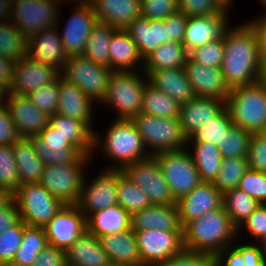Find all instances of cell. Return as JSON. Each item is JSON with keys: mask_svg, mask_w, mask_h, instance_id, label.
<instances>
[{"mask_svg": "<svg viewBox=\"0 0 266 266\" xmlns=\"http://www.w3.org/2000/svg\"><path fill=\"white\" fill-rule=\"evenodd\" d=\"M58 3L57 0H13L10 21L29 40L44 29L57 26L61 12Z\"/></svg>", "mask_w": 266, "mask_h": 266, "instance_id": "cell-9", "label": "cell"}, {"mask_svg": "<svg viewBox=\"0 0 266 266\" xmlns=\"http://www.w3.org/2000/svg\"><path fill=\"white\" fill-rule=\"evenodd\" d=\"M178 11V0H141V16L150 20L165 19Z\"/></svg>", "mask_w": 266, "mask_h": 266, "instance_id": "cell-55", "label": "cell"}, {"mask_svg": "<svg viewBox=\"0 0 266 266\" xmlns=\"http://www.w3.org/2000/svg\"><path fill=\"white\" fill-rule=\"evenodd\" d=\"M87 232L96 236L120 233L131 228V214L116 204L91 213L86 218Z\"/></svg>", "mask_w": 266, "mask_h": 266, "instance_id": "cell-32", "label": "cell"}, {"mask_svg": "<svg viewBox=\"0 0 266 266\" xmlns=\"http://www.w3.org/2000/svg\"><path fill=\"white\" fill-rule=\"evenodd\" d=\"M234 246V247H233ZM216 266H266L258 243L231 245L216 255Z\"/></svg>", "mask_w": 266, "mask_h": 266, "instance_id": "cell-38", "label": "cell"}, {"mask_svg": "<svg viewBox=\"0 0 266 266\" xmlns=\"http://www.w3.org/2000/svg\"><path fill=\"white\" fill-rule=\"evenodd\" d=\"M225 51L221 71L229 89L261 79L262 54L257 34L246 22L224 33Z\"/></svg>", "mask_w": 266, "mask_h": 266, "instance_id": "cell-1", "label": "cell"}, {"mask_svg": "<svg viewBox=\"0 0 266 266\" xmlns=\"http://www.w3.org/2000/svg\"><path fill=\"white\" fill-rule=\"evenodd\" d=\"M259 203L239 188L223 193V207L238 228L258 207Z\"/></svg>", "mask_w": 266, "mask_h": 266, "instance_id": "cell-42", "label": "cell"}, {"mask_svg": "<svg viewBox=\"0 0 266 266\" xmlns=\"http://www.w3.org/2000/svg\"><path fill=\"white\" fill-rule=\"evenodd\" d=\"M72 16L59 33L65 53L68 57L84 55V50L92 29L98 24V17L90 1L77 3Z\"/></svg>", "mask_w": 266, "mask_h": 266, "instance_id": "cell-15", "label": "cell"}, {"mask_svg": "<svg viewBox=\"0 0 266 266\" xmlns=\"http://www.w3.org/2000/svg\"><path fill=\"white\" fill-rule=\"evenodd\" d=\"M154 157L176 201L202 182L187 148L180 151L160 152Z\"/></svg>", "mask_w": 266, "mask_h": 266, "instance_id": "cell-11", "label": "cell"}, {"mask_svg": "<svg viewBox=\"0 0 266 266\" xmlns=\"http://www.w3.org/2000/svg\"><path fill=\"white\" fill-rule=\"evenodd\" d=\"M188 55L182 43L177 41L166 42L144 60L143 72L184 67Z\"/></svg>", "mask_w": 266, "mask_h": 266, "instance_id": "cell-36", "label": "cell"}, {"mask_svg": "<svg viewBox=\"0 0 266 266\" xmlns=\"http://www.w3.org/2000/svg\"><path fill=\"white\" fill-rule=\"evenodd\" d=\"M228 10L230 8L214 15L187 17L182 44L188 54L206 43L224 37V33L229 28Z\"/></svg>", "mask_w": 266, "mask_h": 266, "instance_id": "cell-19", "label": "cell"}, {"mask_svg": "<svg viewBox=\"0 0 266 266\" xmlns=\"http://www.w3.org/2000/svg\"><path fill=\"white\" fill-rule=\"evenodd\" d=\"M14 61L0 55V85L8 91L11 88Z\"/></svg>", "mask_w": 266, "mask_h": 266, "instance_id": "cell-63", "label": "cell"}, {"mask_svg": "<svg viewBox=\"0 0 266 266\" xmlns=\"http://www.w3.org/2000/svg\"><path fill=\"white\" fill-rule=\"evenodd\" d=\"M57 26L44 29L27 40V55L34 61L63 71L68 55L65 53Z\"/></svg>", "mask_w": 266, "mask_h": 266, "instance_id": "cell-23", "label": "cell"}, {"mask_svg": "<svg viewBox=\"0 0 266 266\" xmlns=\"http://www.w3.org/2000/svg\"><path fill=\"white\" fill-rule=\"evenodd\" d=\"M20 186L12 145H0V187L14 194Z\"/></svg>", "mask_w": 266, "mask_h": 266, "instance_id": "cell-48", "label": "cell"}, {"mask_svg": "<svg viewBox=\"0 0 266 266\" xmlns=\"http://www.w3.org/2000/svg\"><path fill=\"white\" fill-rule=\"evenodd\" d=\"M225 107V101L212 97L195 96L180 106L179 123L186 138L215 117Z\"/></svg>", "mask_w": 266, "mask_h": 266, "instance_id": "cell-27", "label": "cell"}, {"mask_svg": "<svg viewBox=\"0 0 266 266\" xmlns=\"http://www.w3.org/2000/svg\"><path fill=\"white\" fill-rule=\"evenodd\" d=\"M12 148L18 168L20 185L40 183L45 165L38 157L31 140L20 138L12 145Z\"/></svg>", "mask_w": 266, "mask_h": 266, "instance_id": "cell-35", "label": "cell"}, {"mask_svg": "<svg viewBox=\"0 0 266 266\" xmlns=\"http://www.w3.org/2000/svg\"><path fill=\"white\" fill-rule=\"evenodd\" d=\"M109 126L104 139L94 132L93 140V151L97 148L102 150L104 156L116 164L112 163L106 170H123L127 165L151 156L132 120L115 119Z\"/></svg>", "mask_w": 266, "mask_h": 266, "instance_id": "cell-3", "label": "cell"}, {"mask_svg": "<svg viewBox=\"0 0 266 266\" xmlns=\"http://www.w3.org/2000/svg\"><path fill=\"white\" fill-rule=\"evenodd\" d=\"M181 226L206 212L223 207V193L213 182H201L190 193L176 201Z\"/></svg>", "mask_w": 266, "mask_h": 266, "instance_id": "cell-20", "label": "cell"}, {"mask_svg": "<svg viewBox=\"0 0 266 266\" xmlns=\"http://www.w3.org/2000/svg\"><path fill=\"white\" fill-rule=\"evenodd\" d=\"M239 237L224 207L206 212L183 227L184 249L217 255Z\"/></svg>", "mask_w": 266, "mask_h": 266, "instance_id": "cell-2", "label": "cell"}, {"mask_svg": "<svg viewBox=\"0 0 266 266\" xmlns=\"http://www.w3.org/2000/svg\"><path fill=\"white\" fill-rule=\"evenodd\" d=\"M57 1L61 4V2H63V1L67 2V1H72V0H57ZM73 1L76 2V0H73ZM86 1H90V0H81V1L79 0L77 3H84Z\"/></svg>", "mask_w": 266, "mask_h": 266, "instance_id": "cell-71", "label": "cell"}, {"mask_svg": "<svg viewBox=\"0 0 266 266\" xmlns=\"http://www.w3.org/2000/svg\"><path fill=\"white\" fill-rule=\"evenodd\" d=\"M48 245L43 227L25 226L21 246L9 266H31Z\"/></svg>", "mask_w": 266, "mask_h": 266, "instance_id": "cell-39", "label": "cell"}, {"mask_svg": "<svg viewBox=\"0 0 266 266\" xmlns=\"http://www.w3.org/2000/svg\"><path fill=\"white\" fill-rule=\"evenodd\" d=\"M248 170V157L223 158L213 184L221 193L238 188L240 179Z\"/></svg>", "mask_w": 266, "mask_h": 266, "instance_id": "cell-45", "label": "cell"}, {"mask_svg": "<svg viewBox=\"0 0 266 266\" xmlns=\"http://www.w3.org/2000/svg\"><path fill=\"white\" fill-rule=\"evenodd\" d=\"M143 73L151 85L162 90L179 105L186 104L195 97L184 67Z\"/></svg>", "mask_w": 266, "mask_h": 266, "instance_id": "cell-29", "label": "cell"}, {"mask_svg": "<svg viewBox=\"0 0 266 266\" xmlns=\"http://www.w3.org/2000/svg\"><path fill=\"white\" fill-rule=\"evenodd\" d=\"M264 261L266 262V235L258 242Z\"/></svg>", "mask_w": 266, "mask_h": 266, "instance_id": "cell-67", "label": "cell"}, {"mask_svg": "<svg viewBox=\"0 0 266 266\" xmlns=\"http://www.w3.org/2000/svg\"><path fill=\"white\" fill-rule=\"evenodd\" d=\"M20 219L27 226L45 227L65 205L40 183L19 186L13 194Z\"/></svg>", "mask_w": 266, "mask_h": 266, "instance_id": "cell-7", "label": "cell"}, {"mask_svg": "<svg viewBox=\"0 0 266 266\" xmlns=\"http://www.w3.org/2000/svg\"><path fill=\"white\" fill-rule=\"evenodd\" d=\"M0 55L14 62L27 55V40L11 21L0 22Z\"/></svg>", "mask_w": 266, "mask_h": 266, "instance_id": "cell-46", "label": "cell"}, {"mask_svg": "<svg viewBox=\"0 0 266 266\" xmlns=\"http://www.w3.org/2000/svg\"><path fill=\"white\" fill-rule=\"evenodd\" d=\"M117 204L130 214L152 205L147 194L118 170Z\"/></svg>", "mask_w": 266, "mask_h": 266, "instance_id": "cell-44", "label": "cell"}, {"mask_svg": "<svg viewBox=\"0 0 266 266\" xmlns=\"http://www.w3.org/2000/svg\"><path fill=\"white\" fill-rule=\"evenodd\" d=\"M245 227L256 243L266 235V204L259 207L237 228V234Z\"/></svg>", "mask_w": 266, "mask_h": 266, "instance_id": "cell-57", "label": "cell"}, {"mask_svg": "<svg viewBox=\"0 0 266 266\" xmlns=\"http://www.w3.org/2000/svg\"><path fill=\"white\" fill-rule=\"evenodd\" d=\"M61 72L46 64L32 60L28 55L14 62L9 93L27 96L35 89L56 81Z\"/></svg>", "mask_w": 266, "mask_h": 266, "instance_id": "cell-18", "label": "cell"}, {"mask_svg": "<svg viewBox=\"0 0 266 266\" xmlns=\"http://www.w3.org/2000/svg\"><path fill=\"white\" fill-rule=\"evenodd\" d=\"M58 89L57 114L84 121L92 129L94 101L75 84L68 82L62 76L59 77Z\"/></svg>", "mask_w": 266, "mask_h": 266, "instance_id": "cell-25", "label": "cell"}, {"mask_svg": "<svg viewBox=\"0 0 266 266\" xmlns=\"http://www.w3.org/2000/svg\"><path fill=\"white\" fill-rule=\"evenodd\" d=\"M114 27L98 22L92 29L84 50V56L92 62L109 67V44Z\"/></svg>", "mask_w": 266, "mask_h": 266, "instance_id": "cell-43", "label": "cell"}, {"mask_svg": "<svg viewBox=\"0 0 266 266\" xmlns=\"http://www.w3.org/2000/svg\"><path fill=\"white\" fill-rule=\"evenodd\" d=\"M180 106L162 90L146 83L141 113L165 118L179 119Z\"/></svg>", "mask_w": 266, "mask_h": 266, "instance_id": "cell-40", "label": "cell"}, {"mask_svg": "<svg viewBox=\"0 0 266 266\" xmlns=\"http://www.w3.org/2000/svg\"><path fill=\"white\" fill-rule=\"evenodd\" d=\"M124 30L137 44L143 60L150 56L160 45L169 42L168 25H165V19L150 20L140 16Z\"/></svg>", "mask_w": 266, "mask_h": 266, "instance_id": "cell-24", "label": "cell"}, {"mask_svg": "<svg viewBox=\"0 0 266 266\" xmlns=\"http://www.w3.org/2000/svg\"><path fill=\"white\" fill-rule=\"evenodd\" d=\"M107 266H140V265L120 264V263L110 262Z\"/></svg>", "mask_w": 266, "mask_h": 266, "instance_id": "cell-70", "label": "cell"}, {"mask_svg": "<svg viewBox=\"0 0 266 266\" xmlns=\"http://www.w3.org/2000/svg\"><path fill=\"white\" fill-rule=\"evenodd\" d=\"M257 34L262 57L266 54V15L248 22Z\"/></svg>", "mask_w": 266, "mask_h": 266, "instance_id": "cell-62", "label": "cell"}, {"mask_svg": "<svg viewBox=\"0 0 266 266\" xmlns=\"http://www.w3.org/2000/svg\"><path fill=\"white\" fill-rule=\"evenodd\" d=\"M111 72L109 67L96 64L84 55H79L68 57L61 76L98 103L105 98Z\"/></svg>", "mask_w": 266, "mask_h": 266, "instance_id": "cell-10", "label": "cell"}, {"mask_svg": "<svg viewBox=\"0 0 266 266\" xmlns=\"http://www.w3.org/2000/svg\"><path fill=\"white\" fill-rule=\"evenodd\" d=\"M91 156L85 155L78 163L45 165L40 184L56 198L66 204H78L87 162Z\"/></svg>", "mask_w": 266, "mask_h": 266, "instance_id": "cell-8", "label": "cell"}, {"mask_svg": "<svg viewBox=\"0 0 266 266\" xmlns=\"http://www.w3.org/2000/svg\"><path fill=\"white\" fill-rule=\"evenodd\" d=\"M225 51L224 37L192 50L188 57L195 63L220 68Z\"/></svg>", "mask_w": 266, "mask_h": 266, "instance_id": "cell-51", "label": "cell"}, {"mask_svg": "<svg viewBox=\"0 0 266 266\" xmlns=\"http://www.w3.org/2000/svg\"><path fill=\"white\" fill-rule=\"evenodd\" d=\"M65 252L68 266H107L110 263L98 238L87 231Z\"/></svg>", "mask_w": 266, "mask_h": 266, "instance_id": "cell-33", "label": "cell"}, {"mask_svg": "<svg viewBox=\"0 0 266 266\" xmlns=\"http://www.w3.org/2000/svg\"><path fill=\"white\" fill-rule=\"evenodd\" d=\"M233 122L226 106L213 118L200 126L194 133L187 138V149L189 143L210 142L216 146L221 144V140Z\"/></svg>", "mask_w": 266, "mask_h": 266, "instance_id": "cell-41", "label": "cell"}, {"mask_svg": "<svg viewBox=\"0 0 266 266\" xmlns=\"http://www.w3.org/2000/svg\"><path fill=\"white\" fill-rule=\"evenodd\" d=\"M122 171L147 194L152 204L176 205V200L154 156L129 164Z\"/></svg>", "mask_w": 266, "mask_h": 266, "instance_id": "cell-12", "label": "cell"}, {"mask_svg": "<svg viewBox=\"0 0 266 266\" xmlns=\"http://www.w3.org/2000/svg\"><path fill=\"white\" fill-rule=\"evenodd\" d=\"M153 266H216V255L183 249L168 260Z\"/></svg>", "mask_w": 266, "mask_h": 266, "instance_id": "cell-52", "label": "cell"}, {"mask_svg": "<svg viewBox=\"0 0 266 266\" xmlns=\"http://www.w3.org/2000/svg\"><path fill=\"white\" fill-rule=\"evenodd\" d=\"M56 132L61 133L83 154L93 156L94 129L84 121L72 119L60 114L49 117V123Z\"/></svg>", "mask_w": 266, "mask_h": 266, "instance_id": "cell-34", "label": "cell"}, {"mask_svg": "<svg viewBox=\"0 0 266 266\" xmlns=\"http://www.w3.org/2000/svg\"><path fill=\"white\" fill-rule=\"evenodd\" d=\"M192 150L190 155L202 182H214L221 168L222 156L218 146L210 143H190ZM194 150V151H193ZM193 151V153H192Z\"/></svg>", "mask_w": 266, "mask_h": 266, "instance_id": "cell-37", "label": "cell"}, {"mask_svg": "<svg viewBox=\"0 0 266 266\" xmlns=\"http://www.w3.org/2000/svg\"><path fill=\"white\" fill-rule=\"evenodd\" d=\"M44 165L78 163L84 156L77 147L49 124L38 136L29 138Z\"/></svg>", "mask_w": 266, "mask_h": 266, "instance_id": "cell-17", "label": "cell"}, {"mask_svg": "<svg viewBox=\"0 0 266 266\" xmlns=\"http://www.w3.org/2000/svg\"><path fill=\"white\" fill-rule=\"evenodd\" d=\"M109 47V68L112 71H135L137 64L143 71L144 60L138 46L124 29H117L112 34Z\"/></svg>", "mask_w": 266, "mask_h": 266, "instance_id": "cell-31", "label": "cell"}, {"mask_svg": "<svg viewBox=\"0 0 266 266\" xmlns=\"http://www.w3.org/2000/svg\"><path fill=\"white\" fill-rule=\"evenodd\" d=\"M184 68L195 96L212 97L226 102L230 89L220 68L195 63L189 57Z\"/></svg>", "mask_w": 266, "mask_h": 266, "instance_id": "cell-22", "label": "cell"}, {"mask_svg": "<svg viewBox=\"0 0 266 266\" xmlns=\"http://www.w3.org/2000/svg\"><path fill=\"white\" fill-rule=\"evenodd\" d=\"M260 80L266 84V54L262 58V72Z\"/></svg>", "mask_w": 266, "mask_h": 266, "instance_id": "cell-68", "label": "cell"}, {"mask_svg": "<svg viewBox=\"0 0 266 266\" xmlns=\"http://www.w3.org/2000/svg\"><path fill=\"white\" fill-rule=\"evenodd\" d=\"M260 3H262V5L265 7L266 9V0H260Z\"/></svg>", "mask_w": 266, "mask_h": 266, "instance_id": "cell-72", "label": "cell"}, {"mask_svg": "<svg viewBox=\"0 0 266 266\" xmlns=\"http://www.w3.org/2000/svg\"><path fill=\"white\" fill-rule=\"evenodd\" d=\"M31 266H68L66 252L63 249L47 245Z\"/></svg>", "mask_w": 266, "mask_h": 266, "instance_id": "cell-59", "label": "cell"}, {"mask_svg": "<svg viewBox=\"0 0 266 266\" xmlns=\"http://www.w3.org/2000/svg\"><path fill=\"white\" fill-rule=\"evenodd\" d=\"M44 231L49 245L66 251L87 231L86 216L77 204H66L46 224Z\"/></svg>", "mask_w": 266, "mask_h": 266, "instance_id": "cell-14", "label": "cell"}, {"mask_svg": "<svg viewBox=\"0 0 266 266\" xmlns=\"http://www.w3.org/2000/svg\"><path fill=\"white\" fill-rule=\"evenodd\" d=\"M110 262L141 266V256L135 231L130 228L120 233L98 237Z\"/></svg>", "mask_w": 266, "mask_h": 266, "instance_id": "cell-30", "label": "cell"}, {"mask_svg": "<svg viewBox=\"0 0 266 266\" xmlns=\"http://www.w3.org/2000/svg\"><path fill=\"white\" fill-rule=\"evenodd\" d=\"M137 71H112L105 98L101 102L115 108L118 120H133L141 113L147 76ZM145 77V78H144Z\"/></svg>", "mask_w": 266, "mask_h": 266, "instance_id": "cell-5", "label": "cell"}, {"mask_svg": "<svg viewBox=\"0 0 266 266\" xmlns=\"http://www.w3.org/2000/svg\"><path fill=\"white\" fill-rule=\"evenodd\" d=\"M131 228L134 231L166 230L183 231L176 205L152 204L131 214Z\"/></svg>", "mask_w": 266, "mask_h": 266, "instance_id": "cell-26", "label": "cell"}, {"mask_svg": "<svg viewBox=\"0 0 266 266\" xmlns=\"http://www.w3.org/2000/svg\"><path fill=\"white\" fill-rule=\"evenodd\" d=\"M186 23L187 17L179 11L165 18V25H168L169 42L177 41L182 43Z\"/></svg>", "mask_w": 266, "mask_h": 266, "instance_id": "cell-60", "label": "cell"}, {"mask_svg": "<svg viewBox=\"0 0 266 266\" xmlns=\"http://www.w3.org/2000/svg\"><path fill=\"white\" fill-rule=\"evenodd\" d=\"M20 214L15 199L0 207V234L20 221Z\"/></svg>", "mask_w": 266, "mask_h": 266, "instance_id": "cell-61", "label": "cell"}, {"mask_svg": "<svg viewBox=\"0 0 266 266\" xmlns=\"http://www.w3.org/2000/svg\"><path fill=\"white\" fill-rule=\"evenodd\" d=\"M247 157L249 169L266 173V132L252 133Z\"/></svg>", "mask_w": 266, "mask_h": 266, "instance_id": "cell-56", "label": "cell"}, {"mask_svg": "<svg viewBox=\"0 0 266 266\" xmlns=\"http://www.w3.org/2000/svg\"><path fill=\"white\" fill-rule=\"evenodd\" d=\"M58 83L59 78L50 84L44 85L39 89H35L32 93L27 95L32 104L49 117L53 116L58 111Z\"/></svg>", "mask_w": 266, "mask_h": 266, "instance_id": "cell-50", "label": "cell"}, {"mask_svg": "<svg viewBox=\"0 0 266 266\" xmlns=\"http://www.w3.org/2000/svg\"><path fill=\"white\" fill-rule=\"evenodd\" d=\"M5 105L21 138L38 136L49 123V116L32 104L27 96L8 93Z\"/></svg>", "mask_w": 266, "mask_h": 266, "instance_id": "cell-21", "label": "cell"}, {"mask_svg": "<svg viewBox=\"0 0 266 266\" xmlns=\"http://www.w3.org/2000/svg\"><path fill=\"white\" fill-rule=\"evenodd\" d=\"M141 266H153L168 260L183 249V231H135Z\"/></svg>", "mask_w": 266, "mask_h": 266, "instance_id": "cell-13", "label": "cell"}, {"mask_svg": "<svg viewBox=\"0 0 266 266\" xmlns=\"http://www.w3.org/2000/svg\"><path fill=\"white\" fill-rule=\"evenodd\" d=\"M20 220L16 225L0 234V266H9L21 246L24 227Z\"/></svg>", "mask_w": 266, "mask_h": 266, "instance_id": "cell-49", "label": "cell"}, {"mask_svg": "<svg viewBox=\"0 0 266 266\" xmlns=\"http://www.w3.org/2000/svg\"><path fill=\"white\" fill-rule=\"evenodd\" d=\"M132 121L151 156L160 152L180 151L187 146L179 119L140 113Z\"/></svg>", "mask_w": 266, "mask_h": 266, "instance_id": "cell-6", "label": "cell"}, {"mask_svg": "<svg viewBox=\"0 0 266 266\" xmlns=\"http://www.w3.org/2000/svg\"><path fill=\"white\" fill-rule=\"evenodd\" d=\"M226 8H230L233 0H219Z\"/></svg>", "mask_w": 266, "mask_h": 266, "instance_id": "cell-69", "label": "cell"}, {"mask_svg": "<svg viewBox=\"0 0 266 266\" xmlns=\"http://www.w3.org/2000/svg\"><path fill=\"white\" fill-rule=\"evenodd\" d=\"M238 188L260 205L266 204V173L249 169L240 179Z\"/></svg>", "mask_w": 266, "mask_h": 266, "instance_id": "cell-53", "label": "cell"}, {"mask_svg": "<svg viewBox=\"0 0 266 266\" xmlns=\"http://www.w3.org/2000/svg\"><path fill=\"white\" fill-rule=\"evenodd\" d=\"M98 21L115 29H125L141 16V0H90Z\"/></svg>", "mask_w": 266, "mask_h": 266, "instance_id": "cell-28", "label": "cell"}, {"mask_svg": "<svg viewBox=\"0 0 266 266\" xmlns=\"http://www.w3.org/2000/svg\"><path fill=\"white\" fill-rule=\"evenodd\" d=\"M225 106L233 125L251 133L266 132V84H253L230 89Z\"/></svg>", "mask_w": 266, "mask_h": 266, "instance_id": "cell-4", "label": "cell"}, {"mask_svg": "<svg viewBox=\"0 0 266 266\" xmlns=\"http://www.w3.org/2000/svg\"><path fill=\"white\" fill-rule=\"evenodd\" d=\"M252 133L232 125L218 145L222 158L247 157Z\"/></svg>", "mask_w": 266, "mask_h": 266, "instance_id": "cell-47", "label": "cell"}, {"mask_svg": "<svg viewBox=\"0 0 266 266\" xmlns=\"http://www.w3.org/2000/svg\"><path fill=\"white\" fill-rule=\"evenodd\" d=\"M13 0H0V22L11 20Z\"/></svg>", "mask_w": 266, "mask_h": 266, "instance_id": "cell-64", "label": "cell"}, {"mask_svg": "<svg viewBox=\"0 0 266 266\" xmlns=\"http://www.w3.org/2000/svg\"><path fill=\"white\" fill-rule=\"evenodd\" d=\"M13 198L6 188L0 187V207L6 205Z\"/></svg>", "mask_w": 266, "mask_h": 266, "instance_id": "cell-65", "label": "cell"}, {"mask_svg": "<svg viewBox=\"0 0 266 266\" xmlns=\"http://www.w3.org/2000/svg\"><path fill=\"white\" fill-rule=\"evenodd\" d=\"M225 9L219 0H178V10L186 17L214 15Z\"/></svg>", "mask_w": 266, "mask_h": 266, "instance_id": "cell-54", "label": "cell"}, {"mask_svg": "<svg viewBox=\"0 0 266 266\" xmlns=\"http://www.w3.org/2000/svg\"><path fill=\"white\" fill-rule=\"evenodd\" d=\"M8 93L9 91L4 86L0 85V107L5 105Z\"/></svg>", "mask_w": 266, "mask_h": 266, "instance_id": "cell-66", "label": "cell"}, {"mask_svg": "<svg viewBox=\"0 0 266 266\" xmlns=\"http://www.w3.org/2000/svg\"><path fill=\"white\" fill-rule=\"evenodd\" d=\"M85 178L86 175L77 205L86 218L91 213L117 204L118 170L102 171L89 184Z\"/></svg>", "mask_w": 266, "mask_h": 266, "instance_id": "cell-16", "label": "cell"}, {"mask_svg": "<svg viewBox=\"0 0 266 266\" xmlns=\"http://www.w3.org/2000/svg\"><path fill=\"white\" fill-rule=\"evenodd\" d=\"M19 136L6 105L0 107V145H13Z\"/></svg>", "mask_w": 266, "mask_h": 266, "instance_id": "cell-58", "label": "cell"}]
</instances>
